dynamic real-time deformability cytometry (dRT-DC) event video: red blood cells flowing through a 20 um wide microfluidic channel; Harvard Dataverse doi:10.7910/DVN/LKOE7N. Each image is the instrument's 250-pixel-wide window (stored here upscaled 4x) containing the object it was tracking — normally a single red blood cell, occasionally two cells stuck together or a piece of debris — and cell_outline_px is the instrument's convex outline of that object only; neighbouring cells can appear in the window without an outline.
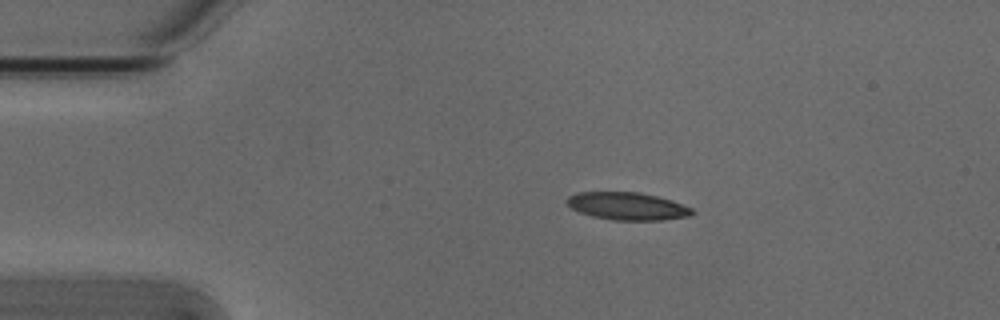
{"species": "Egyptian fruit bat (a non-hibernating species)", "species_latin": "Rousettus aegyptiacus", "temperature_condition": "cold", "stored_images_in_passage": 3, "camera_frame_rate_fps": 3000, "um_per_image_px": 0.085, "animal": {"sex": "male"}, "frame": {"image": 1, "passage_image": 1, "time_ms": 0.0, "image_size_px": [1000, 320], "cell_outline_px": [[696, 212], [688, 216], [664, 220], [612, 220], [592, 216], [580, 212], [572, 208], [564, 200], [568, 196], [576, 192], [640, 192], [672, 200], [692, 208]], "centroid_in_image_um": [53.32, 17.52], "position_along_channel_um": 31.7, "area_um2": 20.23}}